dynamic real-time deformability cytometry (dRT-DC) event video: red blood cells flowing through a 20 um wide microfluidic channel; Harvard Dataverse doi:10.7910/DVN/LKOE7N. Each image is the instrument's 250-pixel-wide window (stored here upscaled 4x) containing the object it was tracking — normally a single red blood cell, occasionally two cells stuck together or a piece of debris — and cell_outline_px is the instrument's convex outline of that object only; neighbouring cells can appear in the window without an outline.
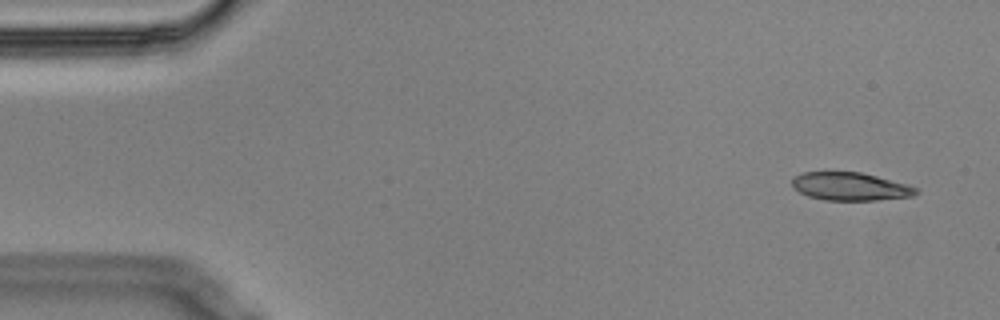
{"species": "Egyptian fruit bat (a non-hibernating species)", "species_latin": "Rousettus aegyptiacus", "temperature_condition": "cold", "stored_images_in_passage": 5, "camera_frame_rate_fps": 3000, "um_per_image_px": 0.085, "animal": {"sex": "male"}, "frame": {"image": 1, "passage_image": 1, "time_ms": 0.0, "image_size_px": [1000, 320], "cell_outline_px": [[920, 192], [912, 196], [876, 200], [824, 200], [808, 196], [800, 192], [792, 184], [792, 176], [804, 172], [860, 172], [908, 184], [920, 188]], "centroid_in_image_um": [72.3, 15.85], "position_along_channel_um": 12.7, "area_um2": 20.29}}